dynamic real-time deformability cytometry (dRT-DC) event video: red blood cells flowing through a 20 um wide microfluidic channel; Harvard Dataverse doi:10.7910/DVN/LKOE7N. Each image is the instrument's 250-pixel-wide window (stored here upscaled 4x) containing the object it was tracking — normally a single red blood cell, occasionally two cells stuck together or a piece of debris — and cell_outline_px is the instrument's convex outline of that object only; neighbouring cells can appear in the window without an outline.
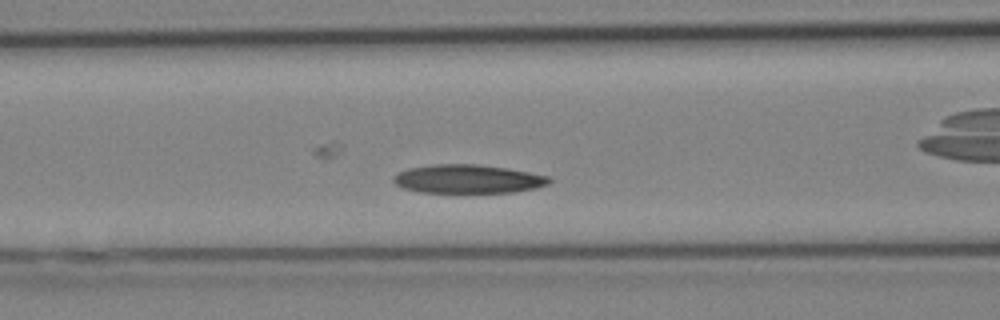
{"species": "Egyptian fruit bat (a non-hibernating species)", "species_latin": "Rousettus aegyptiacus", "temperature_condition": "cold", "stored_images_in_passage": 21, "camera_frame_rate_fps": 3000, "um_per_image_px": 0.085, "animal": {"sex": "female"}, "frame": {"image": 1, "passage_image": 10, "time_ms": 3.0, "image_size_px": [1000, 320], "cell_outline_px": [[552, 180], [548, 184], [536, 188], [512, 192], [420, 192], [404, 188], [396, 184], [392, 180], [392, 176], [408, 168], [432, 164], [476, 164], [508, 168], [552, 176]], "centroid_in_image_um": [39.8, 15.2], "position_along_channel_um": 126.8, "area_um2": 26.07}}
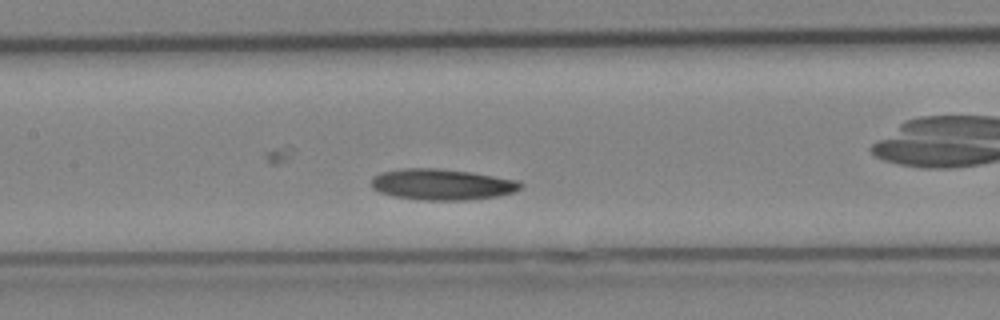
{"frame": {"image": 2, "passage_image": 12, "time_ms": 3.667, "image_size_px": [1000, 320], "cell_outline_px": [[524, 184], [520, 188], [512, 192], [496, 196], [468, 200], [420, 200], [392, 196], [380, 192], [372, 188], [372, 180], [380, 172], [404, 168], [436, 168], [468, 172], [516, 180]], "centroid_in_image_um": [37.53, 15.68], "position_along_channel_um": 169.9, "area_um2": 26.7}}